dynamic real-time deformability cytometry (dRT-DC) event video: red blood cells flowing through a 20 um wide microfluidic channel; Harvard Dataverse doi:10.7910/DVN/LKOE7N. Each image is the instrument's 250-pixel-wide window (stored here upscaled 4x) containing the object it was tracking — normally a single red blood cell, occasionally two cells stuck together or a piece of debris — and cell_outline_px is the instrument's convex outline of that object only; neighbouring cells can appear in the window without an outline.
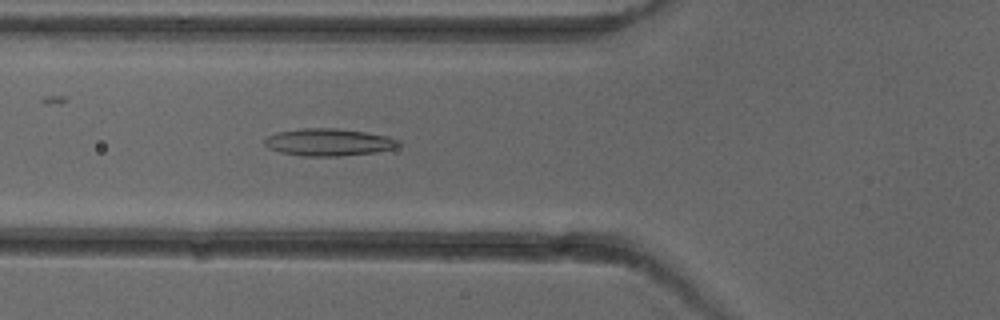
{"species": "common noctule bat (a hibernating species)", "species_latin": "Nyctalus noctula", "temperature_condition": "cold", "stored_images_in_passage": 4, "camera_frame_rate_fps": 3000, "um_per_image_px": 0.085, "animal": {"sex": "female"}, "frame": {"image": 1, "passage_image": 4, "time_ms": 4.0, "image_size_px": [1000, 320], "cell_outline_px": [[400, 144], [396, 148], [376, 152], [340, 156], [304, 156], [280, 152], [268, 148], [264, 144], [264, 140], [268, 136], [276, 132], [300, 128], [336, 128], [364, 132], [388, 136], [400, 140]], "centroid_in_image_um": [27.93, 12.08], "position_along_channel_um": 97.9, "area_um2": 21.39}}